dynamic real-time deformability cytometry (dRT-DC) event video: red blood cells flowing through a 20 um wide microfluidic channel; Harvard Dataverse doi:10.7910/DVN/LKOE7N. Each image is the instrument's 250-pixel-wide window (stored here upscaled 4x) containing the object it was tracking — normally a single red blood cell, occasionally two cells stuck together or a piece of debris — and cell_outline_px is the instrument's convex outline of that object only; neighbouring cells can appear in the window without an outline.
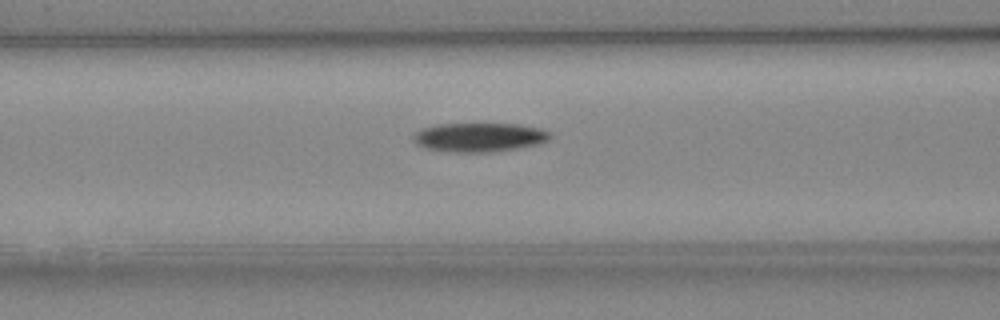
{"species": "Egyptian fruit bat (a non-hibernating species)", "species_latin": "Rousettus aegyptiacus", "temperature_condition": "cold", "stored_images_in_passage": 13, "camera_frame_rate_fps": 3000, "um_per_image_px": 0.085, "animal": {"sex": "female"}, "frame": {"image": 1, "passage_image": 8, "time_ms": 2.333, "image_size_px": [1000, 320], "cell_outline_px": [[552, 136], [548, 140], [540, 144], [520, 148], [492, 152], [452, 152], [428, 148], [416, 144], [412, 140], [412, 136], [420, 128], [436, 124], [520, 124], [540, 128], [548, 132]], "centroid_in_image_um": [40.74, 11.67], "position_along_channel_um": 125.9, "area_um2": 23.29}}
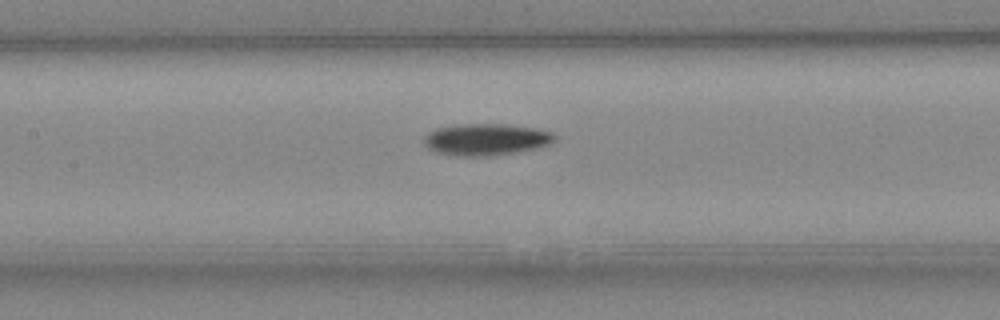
{"frame": {"image": 2, "passage_image": 11, "time_ms": 3.333, "image_size_px": [1000, 320], "cell_outline_px": [[556, 140], [548, 144], [536, 148], [488, 156], [456, 156], [436, 152], [428, 148], [424, 144], [424, 136], [428, 132], [436, 128], [460, 124], [504, 124], [536, 128], [552, 132], [556, 136]], "centroid_in_image_um": [41.29, 11.85], "position_along_channel_um": 166.1, "area_um2": 24.1}}